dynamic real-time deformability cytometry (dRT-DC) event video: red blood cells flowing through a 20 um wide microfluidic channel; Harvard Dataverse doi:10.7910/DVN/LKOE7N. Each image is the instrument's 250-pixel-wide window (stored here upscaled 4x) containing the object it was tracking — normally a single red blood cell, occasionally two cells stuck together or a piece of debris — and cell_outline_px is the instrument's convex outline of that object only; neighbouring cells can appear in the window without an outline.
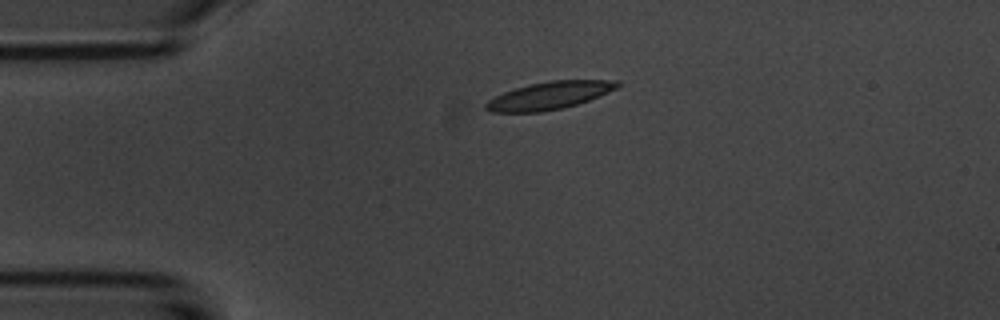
{"species": "common noctule bat (a hibernating species)", "species_latin": "Nyctalus noctula", "temperature_condition": "room temperature", "stored_images_in_passage": 5, "camera_frame_rate_fps": 3000, "um_per_image_px": 0.085, "animal": {"sex": "male", "body_mass_g": 20.1, "forearm_length_mm": 53.5}, "frame": {"image": 1, "passage_image": 4, "time_ms": 3.667, "image_size_px": [1000, 320], "cell_outline_px": [[624, 84], [608, 92], [588, 100], [576, 104], [560, 108], [540, 112], [492, 112], [484, 108], [484, 104], [488, 100], [504, 92], [516, 88], [548, 80], [620, 80]], "centroid_in_image_um": [46.72, 8.11], "position_along_channel_um": 38.3, "area_um2": 20.98}}